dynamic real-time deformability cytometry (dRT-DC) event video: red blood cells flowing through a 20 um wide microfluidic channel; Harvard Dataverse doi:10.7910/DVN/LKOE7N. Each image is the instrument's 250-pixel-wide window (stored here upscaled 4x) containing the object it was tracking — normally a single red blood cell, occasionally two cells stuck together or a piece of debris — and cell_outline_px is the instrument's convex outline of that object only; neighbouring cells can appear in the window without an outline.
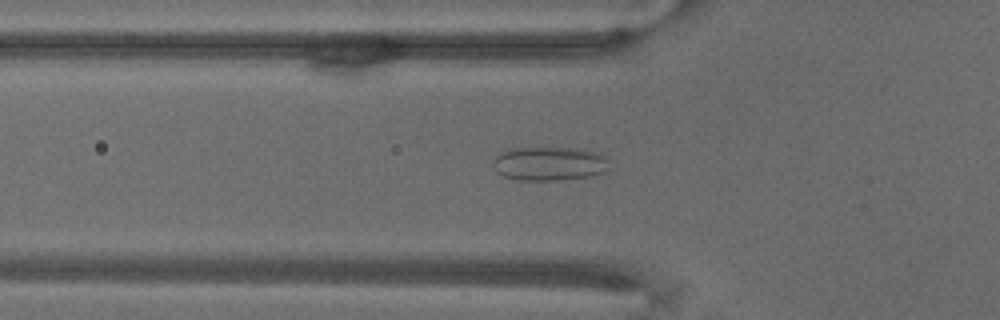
{"species": "common noctule bat (a hibernating species)", "species_latin": "Nyctalus noctula", "temperature_condition": "warm", "stored_images_in_passage": 69, "camera_frame_rate_fps": 3000, "um_per_image_px": 0.085, "animal": {"sex": "male", "body_mass_g": 18.8}, "frame": {"image": 1, "passage_image": 24, "time_ms": 7.667, "image_size_px": [1000, 320], "cell_outline_px": [[608, 168], [604, 172], [588, 176], [556, 180], [520, 180], [504, 176], [496, 172], [492, 164], [492, 160], [496, 156], [512, 148], [584, 148], [596, 152], [604, 156], [608, 160]], "centroid_in_image_um": [46.69, 13.9], "position_along_channel_um": 79.1, "area_um2": 22.89}}
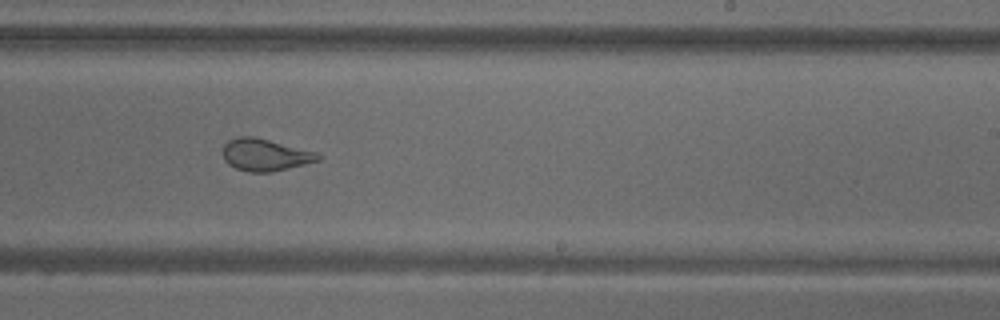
{"frame": {"image": 2, "passage_image": 43, "time_ms": 14.0, "image_size_px": [1000, 320], "cell_outline_px": [[320, 160], [272, 172], [248, 172], [236, 168], [228, 164], [224, 160], [224, 144], [228, 140], [236, 136], [256, 136], [316, 152], [320, 156]], "centroid_in_image_um": [22.51, 13.15], "position_along_channel_um": 266.5, "area_um2": 17.8}}
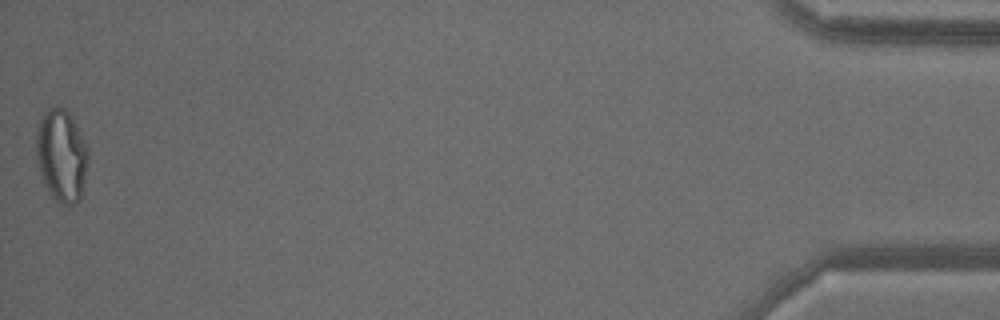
{"frame": {"image": 3, "passage_image": 69, "time_ms": 22.667, "image_size_px": [1000, 320], "cell_outline_px": [[88, 164], [80, 200], [68, 208], [56, 204], [48, 192], [44, 184], [36, 160], [36, 128], [44, 112], [48, 108], [56, 104], [64, 108], [68, 112], [88, 148]], "centroid_in_image_um": [5.21, 13.28], "position_along_channel_um": 430.0, "area_um2": 28.55}}